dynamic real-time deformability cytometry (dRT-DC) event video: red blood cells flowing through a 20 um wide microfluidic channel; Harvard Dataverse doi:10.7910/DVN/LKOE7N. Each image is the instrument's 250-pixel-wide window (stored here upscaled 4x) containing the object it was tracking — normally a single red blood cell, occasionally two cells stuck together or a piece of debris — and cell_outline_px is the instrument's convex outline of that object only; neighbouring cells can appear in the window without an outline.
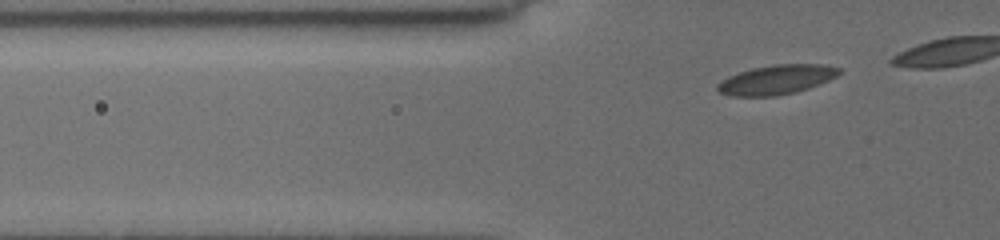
{"species": "common noctule bat (a hibernating species)", "species_latin": "Nyctalus noctula", "temperature_condition": "cold", "stored_images_in_passage": 10, "camera_frame_rate_fps": 3000, "um_per_image_px": 0.085, "animal": {"sex": "female", "body_mass_g": 19.5, "forearm_length_mm": 54.1}, "frame": {"image": 1, "passage_image": 2, "time_ms": 0.333, "image_size_px": [1000, 240], "cell_outline_px": [[840, 72], [836, 76], [828, 80], [808, 88], [796, 92], [772, 96], [732, 96], [720, 92], [716, 88], [716, 84], [728, 76], [752, 68], [772, 64], [824, 64], [840, 68]], "centroid_in_image_um": [65.98, 6.76], "position_along_channel_um": 59.8, "area_um2": 20.75}}
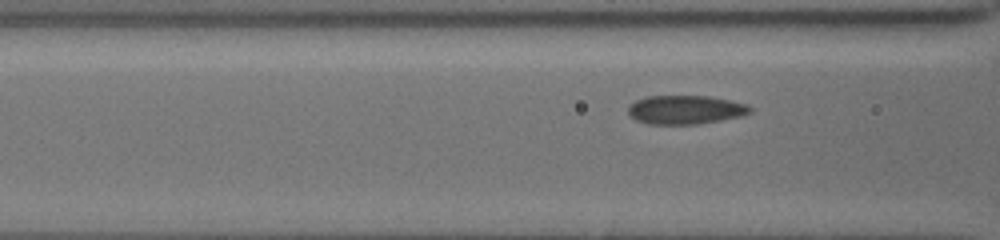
{"frame": {"image": 2, "passage_image": 7, "time_ms": 2.0, "image_size_px": [1000, 240], "cell_outline_px": [[752, 112], [744, 116], [696, 124], [648, 124], [636, 120], [628, 112], [628, 108], [636, 100], [648, 96], [708, 96], [732, 100], [748, 104], [752, 108]], "centroid_in_image_um": [58.32, 9.32], "position_along_channel_um": 108.3, "area_um2": 20.52}}